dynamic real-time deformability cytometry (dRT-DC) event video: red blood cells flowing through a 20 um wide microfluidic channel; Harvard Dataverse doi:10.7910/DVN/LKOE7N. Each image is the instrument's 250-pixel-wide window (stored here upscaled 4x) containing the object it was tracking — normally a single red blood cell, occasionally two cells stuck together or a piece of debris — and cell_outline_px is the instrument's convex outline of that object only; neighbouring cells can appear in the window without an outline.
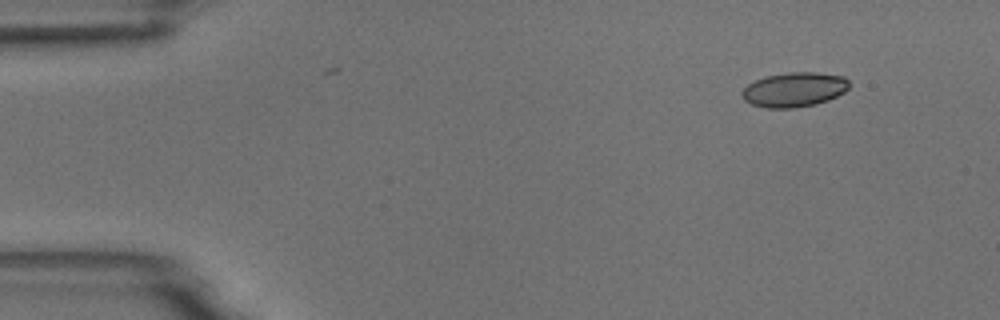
{"species": "common noctule bat (a hibernating species)", "species_latin": "Nyctalus noctula", "temperature_condition": "room temperature", "stored_images_in_passage": 50, "camera_frame_rate_fps": 3000, "um_per_image_px": 0.085, "animal": {"sex": "male", "body_mass_g": 18.8}, "frame": {"image": 1, "passage_image": 1, "time_ms": 0.0, "image_size_px": [1000, 320], "cell_outline_px": [[848, 88], [844, 92], [828, 100], [816, 104], [792, 108], [768, 108], [752, 104], [744, 100], [740, 96], [740, 92], [748, 84], [756, 80], [768, 76], [788, 72], [816, 72], [844, 76], [848, 80]], "centroid_in_image_um": [67.5, 7.62], "position_along_channel_um": 17.5, "area_um2": 21.56}}
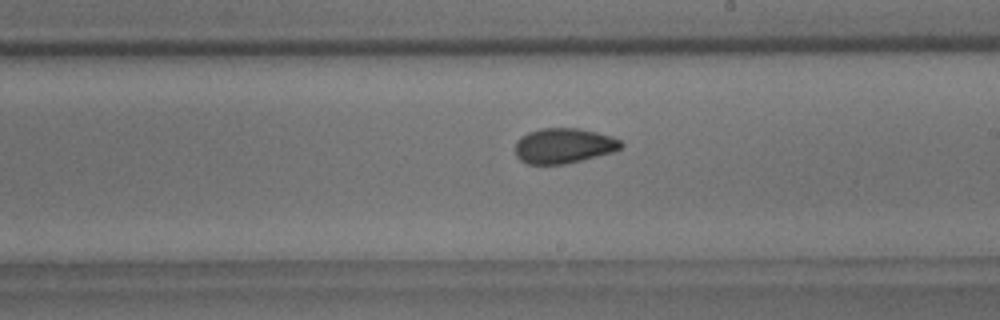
{"frame": {"image": 2, "passage_image": 27, "time_ms": 8.667, "image_size_px": [1000, 320], "cell_outline_px": [[624, 144], [620, 148], [612, 152], [564, 164], [528, 164], [520, 160], [516, 156], [516, 140], [520, 136], [528, 132], [540, 128], [580, 128], [612, 136], [620, 140]], "centroid_in_image_um": [47.89, 12.37], "position_along_channel_um": 241.1, "area_um2": 21.68}}
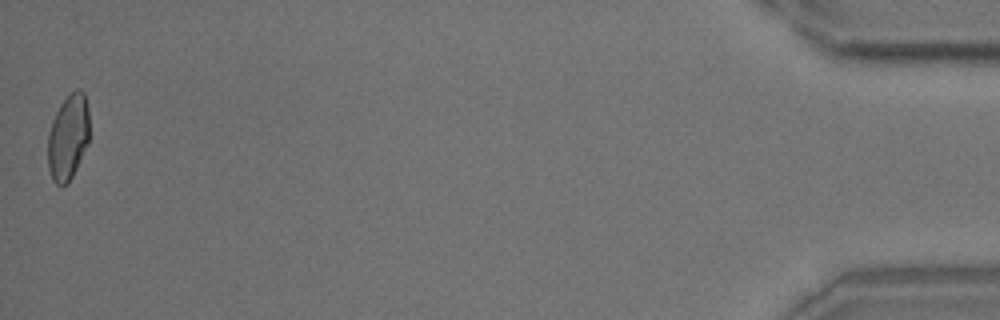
{"frame": {"image": 3, "passage_image": 50, "time_ms": 16.333, "image_size_px": [1000, 320], "cell_outline_px": [[88, 144], [68, 184], [56, 184], [52, 180], [48, 168], [48, 132], [52, 120], [60, 104], [76, 88], [80, 88], [84, 92], [88, 108]], "centroid_in_image_um": [5.78, 11.65], "position_along_channel_um": 429.4, "area_um2": 20.69}, "authors_computed_cell_mechanics": {"area_um2": 21.4438, "velocity_mm_per_s": 3.6781, "shape_relaxation_time_tau1_ms": 8.3384, "shape_relaxation_time_tau2_ms": 1.5718, "deformation_change_tau1": 0.1435, "deformation_change_tau2": 0.0598}}